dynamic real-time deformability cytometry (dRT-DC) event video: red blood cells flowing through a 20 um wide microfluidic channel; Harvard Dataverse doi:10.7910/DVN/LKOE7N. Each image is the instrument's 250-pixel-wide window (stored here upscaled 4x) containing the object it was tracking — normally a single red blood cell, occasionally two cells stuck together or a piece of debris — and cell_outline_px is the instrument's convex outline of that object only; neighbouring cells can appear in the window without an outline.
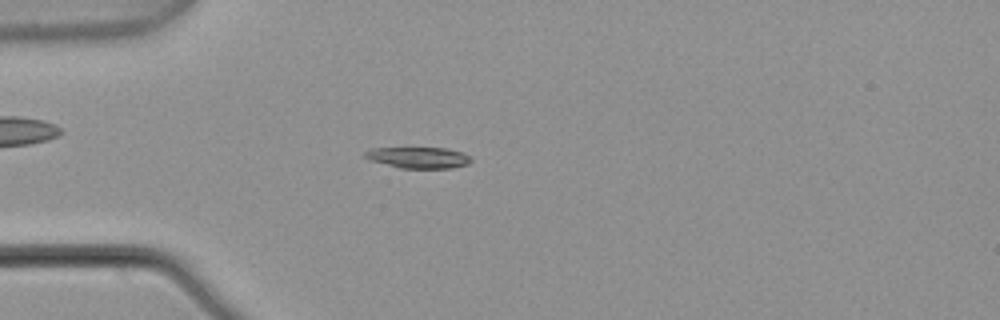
{"species": "common noctule bat (a hibernating species)", "species_latin": "Nyctalus noctula", "temperature_condition": "warm", "stored_images_in_passage": 3, "camera_frame_rate_fps": 3000, "um_per_image_px": 0.085, "animal": {"sex": "male", "body_mass_g": 21.5, "forearm_length_mm": 52.0}, "frame": {"image": 1, "passage_image": 3, "time_ms": 0.667, "image_size_px": [1000, 320], "cell_outline_px": [[472, 160], [468, 164], [452, 168], [400, 168], [368, 160], [364, 156], [364, 152], [372, 148], [448, 148], [460, 152], [468, 156]], "centroid_in_image_um": [35.53, 13.4], "position_along_channel_um": 49.5, "area_um2": 13.06}}